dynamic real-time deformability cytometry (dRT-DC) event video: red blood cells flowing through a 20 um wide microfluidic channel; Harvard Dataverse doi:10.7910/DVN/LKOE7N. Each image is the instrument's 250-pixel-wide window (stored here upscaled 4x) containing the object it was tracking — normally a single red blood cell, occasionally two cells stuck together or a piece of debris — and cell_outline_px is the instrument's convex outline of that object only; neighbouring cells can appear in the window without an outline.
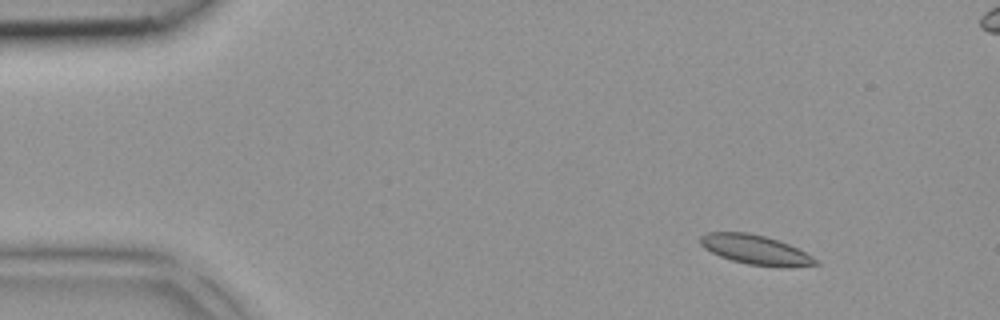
{"species": "common noctule bat (a hibernating species)", "species_latin": "Nyctalus noctula", "temperature_condition": "room temperature", "stored_images_in_passage": 4, "segment_of_instrument_passage": [1, 2], "camera_frame_rate_fps": 3000, "um_per_image_px": 0.085, "animal": {"sex": "female", "body_mass_g": 18.4}, "frame": {"image": 1, "passage_image": 1, "time_ms": 0.0, "image_size_px": [1000, 320], "cell_outline_px": [[820, 264], [788, 268], [748, 264], [732, 260], [720, 256], [704, 248], [700, 244], [700, 236], [708, 232], [748, 232], [764, 236], [788, 244], [812, 256]], "centroid_in_image_um": [64.21, 21.24], "position_along_channel_um": 20.8, "area_um2": 19.65}}